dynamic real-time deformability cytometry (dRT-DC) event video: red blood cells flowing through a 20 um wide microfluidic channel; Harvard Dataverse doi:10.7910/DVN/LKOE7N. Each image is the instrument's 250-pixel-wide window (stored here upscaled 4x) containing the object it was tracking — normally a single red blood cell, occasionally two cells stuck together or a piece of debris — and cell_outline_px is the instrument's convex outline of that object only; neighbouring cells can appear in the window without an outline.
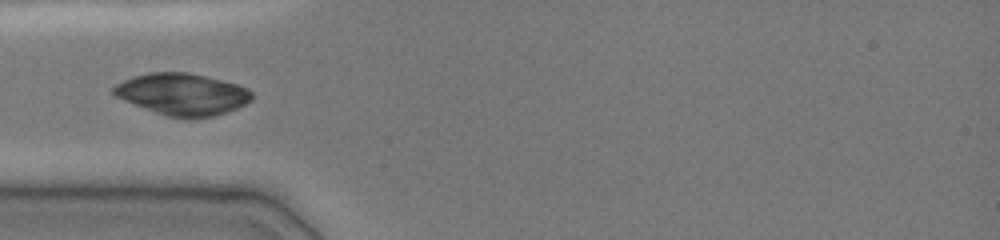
{"species": "common noctule bat (a hibernating species)", "species_latin": "Nyctalus noctula", "temperature_condition": "cold", "stored_images_in_passage": 35, "camera_frame_rate_fps": 3000, "um_per_image_px": 0.085, "animal": {"sex": "female", "body_mass_g": 19.0, "forearm_length_mm": 51.5}, "frame": {"image": 1, "passage_image": 14, "time_ms": 4.667, "image_size_px": [1000, 240], "cell_outline_px": [[252, 100], [236, 108], [212, 116], [196, 120], [168, 116], [156, 112], [116, 96], [112, 92], [112, 88], [116, 84], [132, 76], [148, 72], [188, 72], [236, 84], [248, 88], [252, 92]], "centroid_in_image_um": [15.51, 8.01], "position_along_channel_um": 69.5, "area_um2": 33.41}}